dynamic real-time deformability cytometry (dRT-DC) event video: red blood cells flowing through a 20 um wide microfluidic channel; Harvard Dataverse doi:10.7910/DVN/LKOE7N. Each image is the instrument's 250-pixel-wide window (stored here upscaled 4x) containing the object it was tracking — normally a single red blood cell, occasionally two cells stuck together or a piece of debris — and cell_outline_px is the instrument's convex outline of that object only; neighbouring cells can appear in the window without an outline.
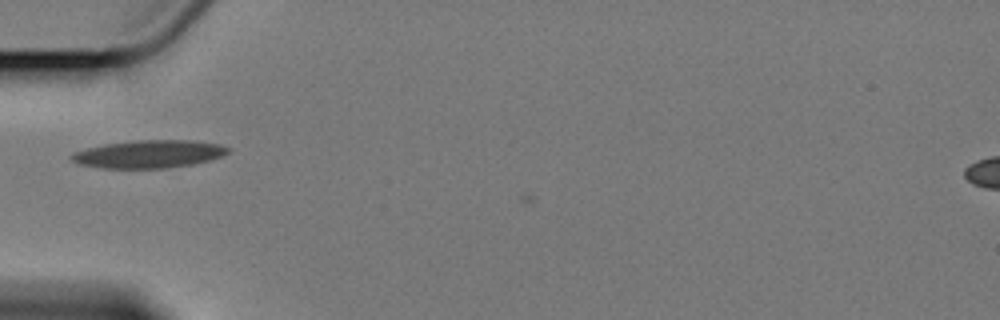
{"species": "Egyptian fruit bat (a non-hibernating species)", "species_latin": "Rousettus aegyptiacus", "temperature_condition": "cold", "stored_images_in_passage": 8, "camera_frame_rate_fps": 3000, "um_per_image_px": 0.085, "animal": {"sex": "female"}, "frame": {"image": 1, "passage_image": 3, "time_ms": 2.333, "image_size_px": [1000, 320], "cell_outline_px": [[232, 148], [228, 152], [220, 156], [208, 160], [192, 164], [168, 168], [104, 168], [80, 164], [72, 160], [68, 156], [72, 152], [104, 144], [136, 140], [192, 140], [220, 144]], "centroid_in_image_um": [12.65, 13.09], "position_along_channel_um": 72.4, "area_um2": 25.32}}
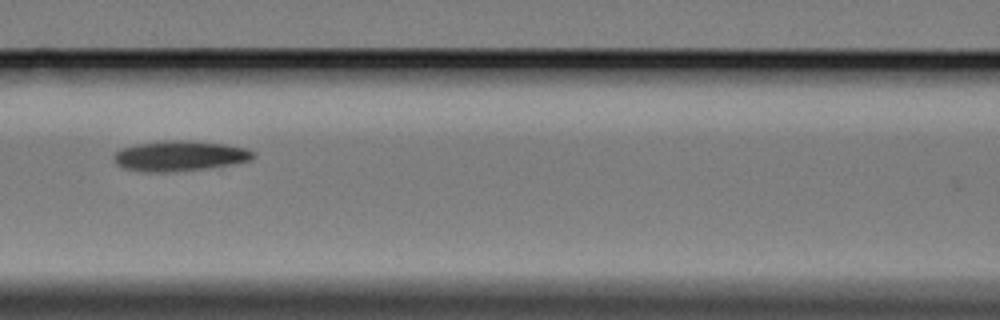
{"frame": {"image": 2, "passage_image": 5, "time_ms": 4.667, "image_size_px": [1000, 320], "cell_outline_px": [[256, 156], [248, 160], [232, 164], [208, 168], [172, 172], [144, 172], [124, 168], [116, 164], [112, 160], [112, 156], [120, 148], [140, 144], [164, 140], [188, 140], [224, 144], [248, 148], [256, 152]], "centroid_in_image_um": [15.27, 13.25], "position_along_channel_um": 151.3, "area_um2": 24.8}}
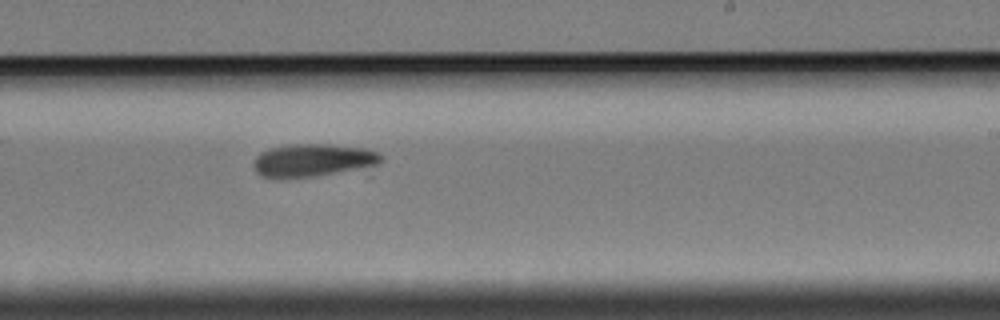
{"frame": {"image": 3, "passage_image": 8, "time_ms": 8.0, "image_size_px": [1000, 320], "cell_outline_px": [[384, 160], [376, 164], [336, 172], [312, 176], [260, 176], [252, 168], [252, 164], [256, 156], [260, 152], [272, 148], [288, 144], [332, 144], [364, 148], [380, 152], [384, 156]], "centroid_in_image_um": [26.59, 13.58], "position_along_channel_um": 262.4, "area_um2": 23.87}}